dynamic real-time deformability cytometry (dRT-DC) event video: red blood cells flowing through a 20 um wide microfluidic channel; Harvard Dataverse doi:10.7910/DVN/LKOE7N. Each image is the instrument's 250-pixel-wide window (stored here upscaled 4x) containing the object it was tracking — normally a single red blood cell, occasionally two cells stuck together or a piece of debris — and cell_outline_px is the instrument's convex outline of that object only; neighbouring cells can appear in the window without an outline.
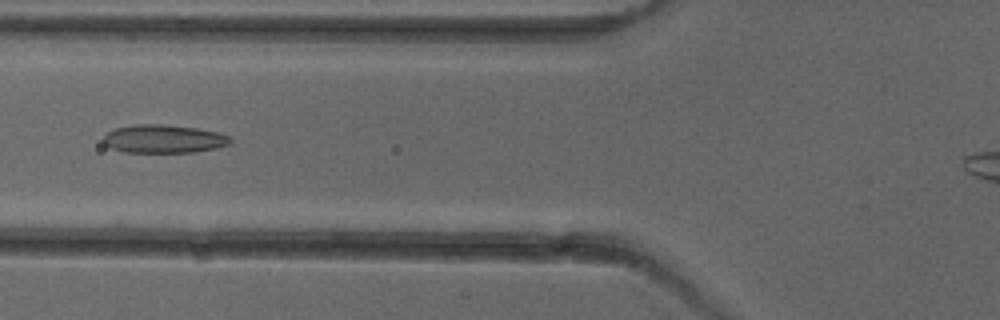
{"species": "common noctule bat (a hibernating species)", "species_latin": "Nyctalus noctula", "temperature_condition": "cold", "stored_images_in_passage": 9, "camera_frame_rate_fps": 3000, "um_per_image_px": 0.085, "animal": {"sex": "female"}, "frame": {"image": 1, "passage_image": 7, "time_ms": 7.667, "image_size_px": [1000, 320], "cell_outline_px": [[232, 144], [216, 148], [192, 152], [124, 152], [112, 148], [104, 144], [104, 136], [108, 132], [116, 128], [136, 124], [164, 124], [196, 128], [216, 132], [232, 136]], "centroid_in_image_um": [13.96, 11.8], "position_along_channel_um": 111.8, "area_um2": 20.92}}
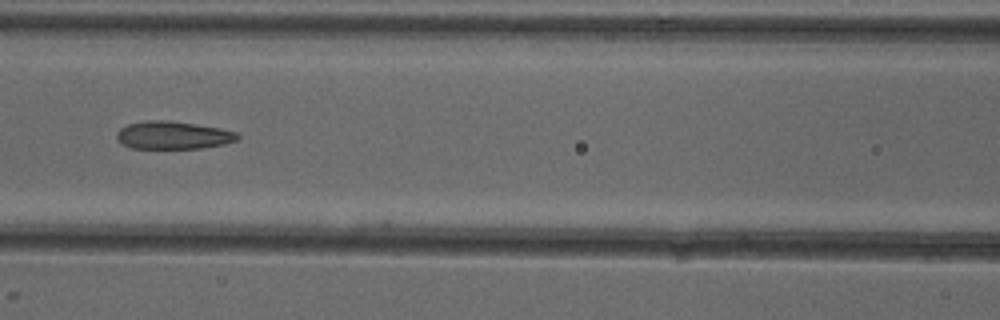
{"frame": {"image": 2, "passage_image": 8, "time_ms": 8.667, "image_size_px": [1000, 320], "cell_outline_px": [[240, 136], [236, 140], [224, 144], [200, 148], [132, 148], [120, 144], [116, 140], [116, 132], [120, 128], [128, 124], [144, 120], [168, 120], [220, 128], [236, 132]], "centroid_in_image_um": [14.65, 11.49], "position_along_channel_um": 152.0, "area_um2": 19.65}}